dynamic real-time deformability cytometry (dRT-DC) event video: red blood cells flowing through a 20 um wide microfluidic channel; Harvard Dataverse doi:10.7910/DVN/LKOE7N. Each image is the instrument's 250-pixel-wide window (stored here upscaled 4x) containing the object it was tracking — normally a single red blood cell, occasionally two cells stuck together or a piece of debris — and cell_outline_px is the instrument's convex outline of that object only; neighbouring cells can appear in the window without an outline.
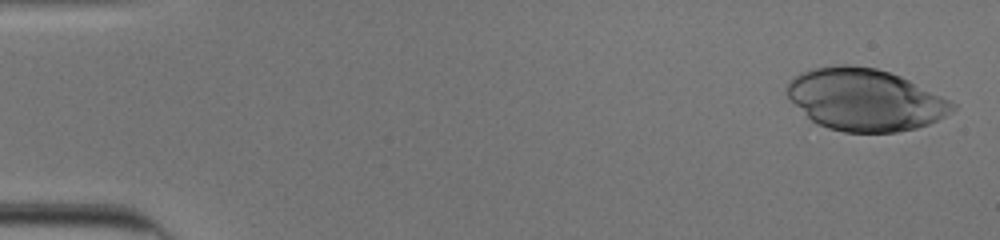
{"species": "human", "species_latin": "Homo sapiens", "temperature_condition": "cold", "stored_images_in_passage": 44, "camera_frame_rate_fps": 3000, "um_per_image_px": 0.085, "donor": {"sex": "male"}, "frame": {"image": 1, "passage_image": 2, "time_ms": 0.333, "image_size_px": [1000, 240], "cell_outline_px": [[956, 108], [952, 112], [928, 124], [916, 128], [896, 132], [844, 132], [828, 128], [812, 120], [784, 92], [788, 84], [800, 72], [812, 68], [836, 64], [852, 64], [876, 68], [900, 76], [956, 104]], "centroid_in_image_um": [73.51, 8.46], "position_along_channel_um": 11.5, "area_um2": 59.19}}